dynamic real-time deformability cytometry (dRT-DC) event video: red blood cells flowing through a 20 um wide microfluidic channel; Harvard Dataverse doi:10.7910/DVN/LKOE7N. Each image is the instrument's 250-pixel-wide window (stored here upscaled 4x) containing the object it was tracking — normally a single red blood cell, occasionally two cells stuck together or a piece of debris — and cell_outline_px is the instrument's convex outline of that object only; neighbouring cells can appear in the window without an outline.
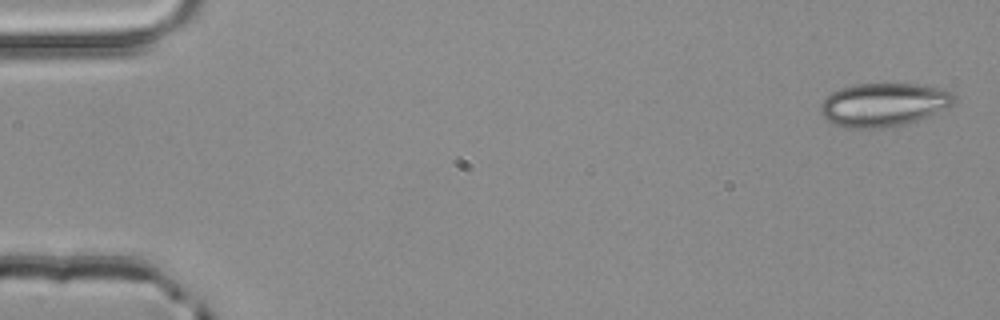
{"species": "common noctule bat (a hibernating species)", "species_latin": "Nyctalus noctula", "temperature_condition": "room temperature", "stored_images_in_passage": 5, "camera_frame_rate_fps": 3000, "um_per_image_px": 0.085, "animal": {"sex": "male", "body_mass_g": 20.4}, "frame": {"image": 1, "passage_image": 1, "time_ms": 0.0, "image_size_px": [1000, 320], "cell_outline_px": [[956, 100], [952, 104], [936, 112], [900, 128], [844, 128], [832, 124], [824, 120], [820, 112], [820, 104], [832, 92], [840, 88], [852, 84], [920, 84], [940, 88], [952, 92], [956, 96]], "centroid_in_image_um": [75.08, 8.92], "position_along_channel_um": 9.9, "area_um2": 34.39}}